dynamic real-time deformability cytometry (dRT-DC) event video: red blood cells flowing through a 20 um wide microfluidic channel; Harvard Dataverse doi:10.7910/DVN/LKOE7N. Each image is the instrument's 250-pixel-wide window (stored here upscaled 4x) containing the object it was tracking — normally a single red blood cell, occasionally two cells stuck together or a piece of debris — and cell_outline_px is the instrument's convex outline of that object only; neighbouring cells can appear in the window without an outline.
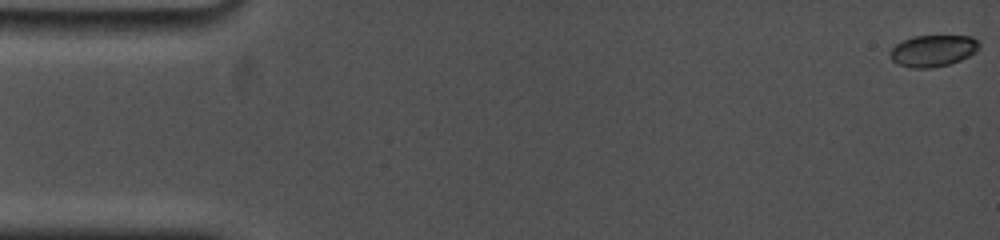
{"species": "common noctule bat (a hibernating species)", "species_latin": "Nyctalus noctula", "temperature_condition": "cold", "stored_images_in_passage": 18, "camera_frame_rate_fps": 5000, "um_per_image_px": 0.085, "animal": {"sex": "female", "body_mass_g": 19.0, "forearm_length_mm": 53.3}, "frame": {"image": 1, "passage_image": 1, "time_ms": 0.0, "image_size_px": [1000, 240], "cell_outline_px": [[980, 48], [976, 52], [960, 60], [948, 64], [932, 68], [912, 68], [900, 64], [892, 60], [888, 56], [888, 52], [896, 44], [912, 36], [972, 36], [980, 40]], "centroid_in_image_um": [79.32, 4.3], "position_along_channel_um": 5.7, "area_um2": 16.53}}
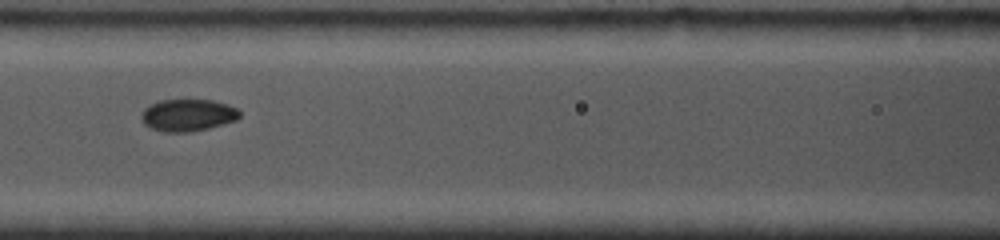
{"frame": {"image": 2, "passage_image": 16, "time_ms": 7.6, "image_size_px": [1000, 240], "cell_outline_px": [[240, 116], [236, 120], [208, 128], [188, 132], [164, 132], [152, 128], [144, 124], [140, 116], [144, 108], [160, 100], [212, 100], [228, 104], [236, 108], [240, 112]], "centroid_in_image_um": [15.96, 9.78], "position_along_channel_um": 150.6, "area_um2": 18.26}}
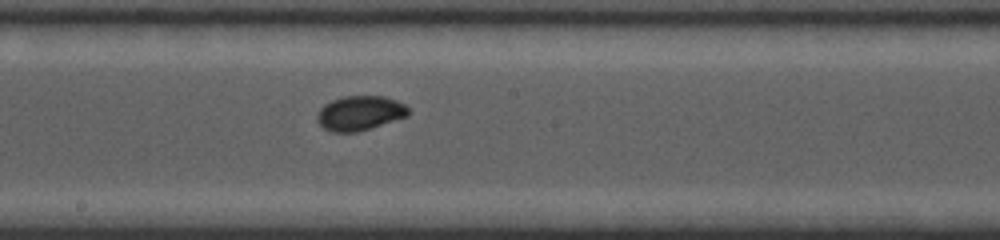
{"frame": {"image": 3, "passage_image": 18, "time_ms": 9.4, "image_size_px": [1000, 240], "cell_outline_px": [[408, 116], [356, 132], [332, 132], [324, 128], [316, 120], [316, 116], [320, 108], [324, 104], [332, 100], [344, 96], [384, 96], [396, 100], [404, 104], [408, 108]], "centroid_in_image_um": [30.56, 9.61], "position_along_channel_um": 217.6, "area_um2": 18.26}}